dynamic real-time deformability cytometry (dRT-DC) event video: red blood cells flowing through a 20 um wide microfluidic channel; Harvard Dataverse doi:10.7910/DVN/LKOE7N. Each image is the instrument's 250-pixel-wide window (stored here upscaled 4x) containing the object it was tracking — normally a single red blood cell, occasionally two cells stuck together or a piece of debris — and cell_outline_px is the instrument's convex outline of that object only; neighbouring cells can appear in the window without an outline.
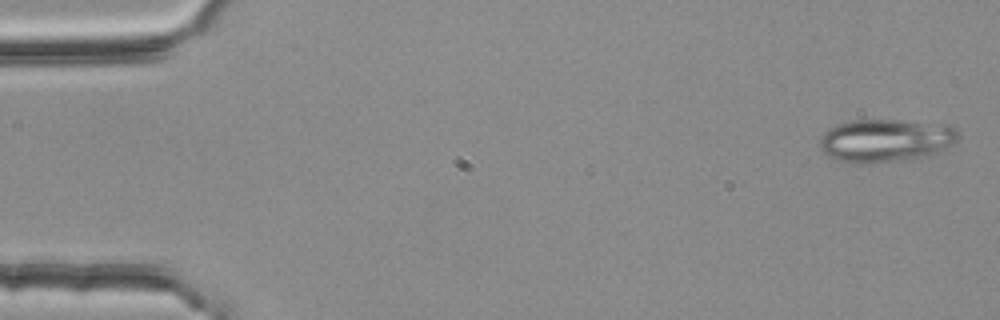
{"species": "common noctule bat (a hibernating species)", "species_latin": "Nyctalus noctula", "temperature_condition": "room temperature", "stored_images_in_passage": 5, "camera_frame_rate_fps": 3000, "um_per_image_px": 0.085, "animal": {"sex": "female", "body_mass_g": 25.1}, "frame": {"image": 1, "passage_image": 1, "time_ms": 0.0, "image_size_px": [1000, 320], "cell_outline_px": [[960, 136], [952, 144], [928, 156], [900, 160], [860, 164], [848, 164], [836, 160], [828, 156], [820, 148], [820, 136], [828, 128], [836, 124], [852, 120], [900, 120], [952, 124], [960, 132]], "centroid_in_image_um": [75.27, 11.93], "position_along_channel_um": 9.7, "area_um2": 35.2}}